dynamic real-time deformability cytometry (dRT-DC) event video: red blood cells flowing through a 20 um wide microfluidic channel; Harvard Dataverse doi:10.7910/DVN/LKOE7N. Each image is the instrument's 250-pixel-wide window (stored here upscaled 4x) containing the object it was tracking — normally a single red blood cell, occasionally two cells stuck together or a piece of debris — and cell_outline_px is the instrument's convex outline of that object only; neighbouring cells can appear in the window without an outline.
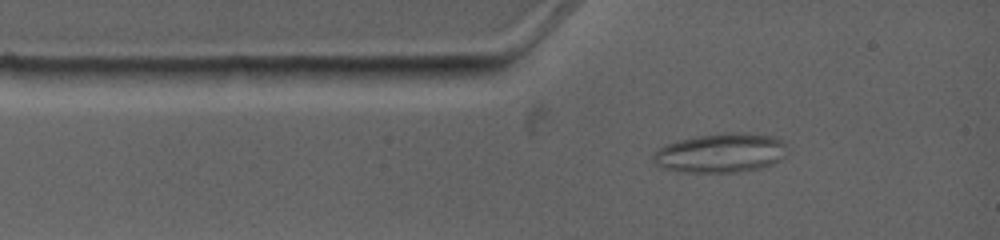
{"species": "common noctule bat (a hibernating species)", "species_latin": "Nyctalus noctula", "temperature_condition": "warm", "stored_images_in_passage": 9, "camera_frame_rate_fps": 4500, "um_per_image_px": 0.085, "animal": {"sex": "female", "body_mass_g": 19.0, "forearm_length_mm": 53.3}, "frame": {"image": 1, "passage_image": 2, "time_ms": 0.667, "image_size_px": [1000, 240], "cell_outline_px": [[784, 156], [780, 160], [772, 164], [760, 168], [736, 172], [688, 172], [664, 168], [656, 164], [652, 160], [652, 156], [656, 148], [664, 144], [696, 136], [724, 132], [744, 132], [776, 136], [784, 140]], "centroid_in_image_um": [61.25, 12.98], "position_along_channel_um": 23.8, "area_um2": 30.87}}
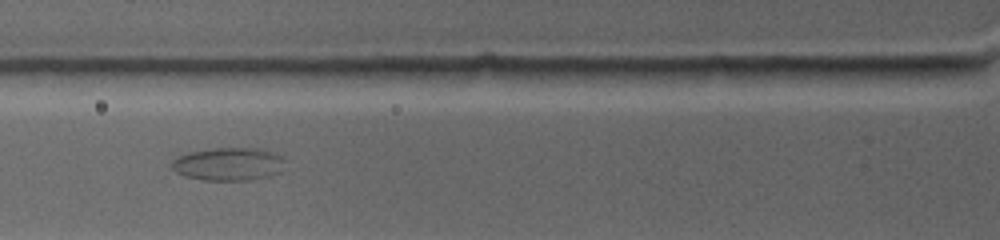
{"frame": {"image": 2, "passage_image": 5, "time_ms": 3.333, "image_size_px": [1000, 240], "cell_outline_px": [[288, 160], [280, 172], [268, 176], [248, 180], [204, 180], [184, 176], [176, 172], [172, 168], [172, 160], [188, 152], [212, 148], [256, 148], [276, 152]], "centroid_in_image_um": [19.47, 13.93], "position_along_channel_um": 106.3, "area_um2": 22.02}}
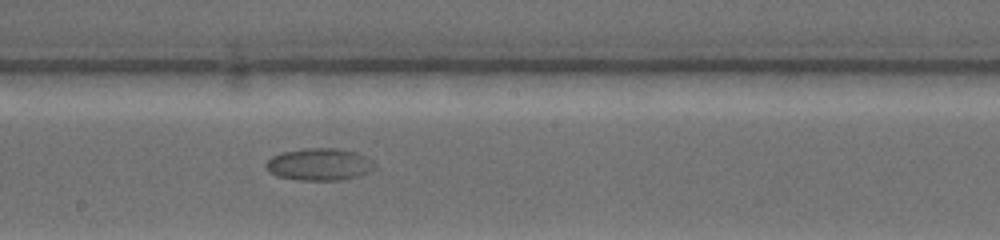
{"frame": {"image": 3, "passage_image": 9, "time_ms": 6.667, "image_size_px": [1000, 240], "cell_outline_px": [[376, 168], [368, 172], [356, 176], [340, 180], [296, 180], [276, 176], [264, 164], [272, 156], [284, 152], [308, 148], [340, 148], [356, 152], [368, 156], [376, 164]], "centroid_in_image_um": [27.19, 13.96], "position_along_channel_um": 221.0, "area_um2": 20.4}}